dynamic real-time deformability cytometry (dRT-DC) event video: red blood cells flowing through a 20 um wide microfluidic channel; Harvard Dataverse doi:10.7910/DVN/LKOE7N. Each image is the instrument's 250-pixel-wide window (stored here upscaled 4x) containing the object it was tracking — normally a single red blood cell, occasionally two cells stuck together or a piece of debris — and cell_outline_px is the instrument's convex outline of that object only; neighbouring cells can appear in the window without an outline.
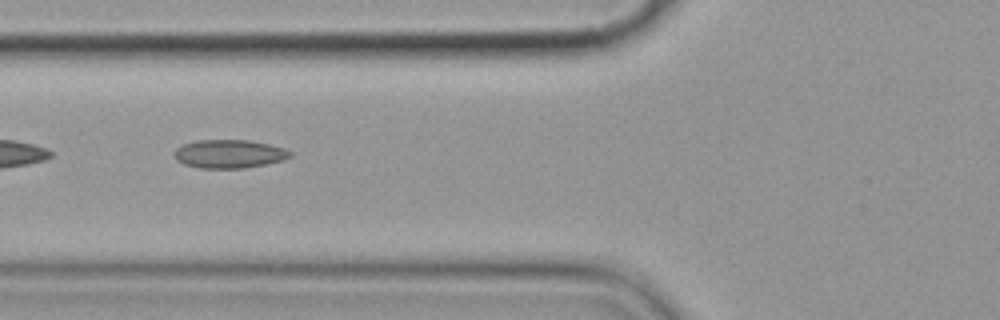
{"species": "common noctule bat (a hibernating species)", "species_latin": "Nyctalus noctula", "temperature_condition": "cold", "stored_images_in_passage": 5, "camera_frame_rate_fps": 3000, "um_per_image_px": 0.085, "animal": {"sex": "female", "body_mass_g": 19.9}, "frame": {"image": 1, "passage_image": 2, "time_ms": 1.0, "image_size_px": [1000, 320], "cell_outline_px": [[292, 156], [284, 160], [244, 168], [200, 168], [184, 164], [176, 160], [176, 148], [184, 144], [200, 140], [248, 140], [268, 144], [284, 148], [292, 152]], "centroid_in_image_um": [19.51, 13.08], "position_along_channel_um": 106.3, "area_um2": 19.02}}
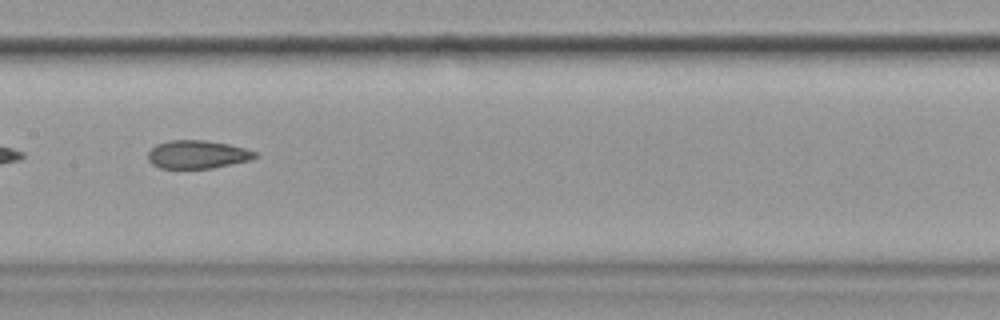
{"frame": {"image": 2, "passage_image": 4, "time_ms": 3.333, "image_size_px": [1000, 320], "cell_outline_px": [[256, 156], [248, 160], [212, 168], [160, 168], [152, 164], [148, 160], [148, 152], [156, 144], [168, 140], [204, 140], [228, 144], [244, 148], [256, 152]], "centroid_in_image_um": [16.72, 13.12], "position_along_channel_um": 190.7, "area_um2": 17.4}}
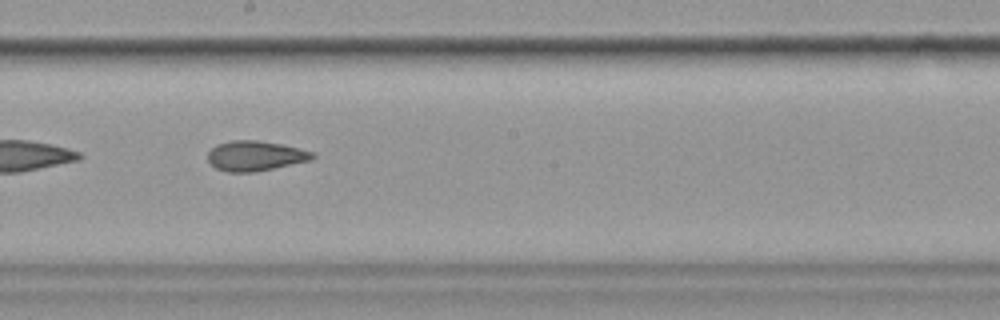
{"frame": {"image": 3, "passage_image": 5, "time_ms": 4.333, "image_size_px": [1000, 320], "cell_outline_px": [[316, 156], [308, 160], [272, 168], [252, 172], [228, 172], [216, 168], [208, 160], [208, 152], [216, 144], [232, 140], [256, 140], [280, 144], [312, 152]], "centroid_in_image_um": [21.63, 13.24], "position_along_channel_um": 226.6, "area_um2": 17.86}}